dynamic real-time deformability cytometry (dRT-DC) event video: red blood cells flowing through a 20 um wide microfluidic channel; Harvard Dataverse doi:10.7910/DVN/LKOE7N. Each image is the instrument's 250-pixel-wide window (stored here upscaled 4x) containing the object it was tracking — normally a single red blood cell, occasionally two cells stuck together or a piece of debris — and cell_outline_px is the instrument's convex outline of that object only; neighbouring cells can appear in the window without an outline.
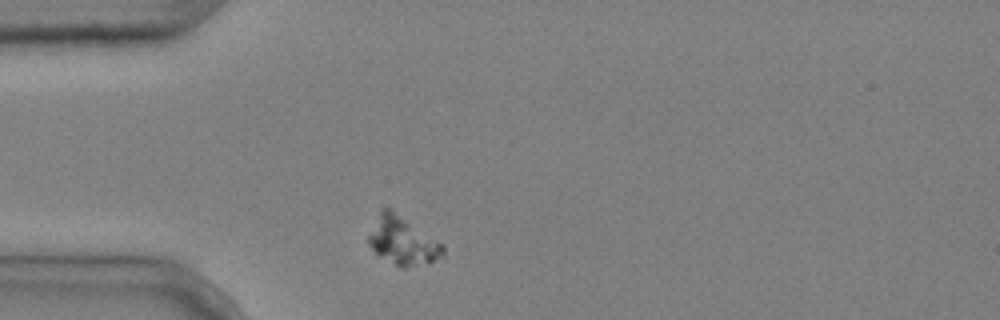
{"species": "common noctule bat (a hibernating species)", "species_latin": "Nyctalus noctula", "temperature_condition": "cold", "stored_images_in_passage": 1, "camera_frame_rate_fps": 3000, "um_per_image_px": 0.085, "animal": {"sex": "male", "body_mass_g": 20.4}, "frame": {"image": 1, "passage_image": 1, "time_ms": 0.0, "image_size_px": [1000, 320], "cell_outline_px": [[444, 256], [432, 260], [404, 268], [400, 268], [376, 256], [368, 244], [368, 236], [380, 212], [384, 208], [392, 208], [444, 244]], "centroid_in_image_um": [34.21, 20.47], "position_along_channel_um": 50.8, "area_um2": 20.98}}